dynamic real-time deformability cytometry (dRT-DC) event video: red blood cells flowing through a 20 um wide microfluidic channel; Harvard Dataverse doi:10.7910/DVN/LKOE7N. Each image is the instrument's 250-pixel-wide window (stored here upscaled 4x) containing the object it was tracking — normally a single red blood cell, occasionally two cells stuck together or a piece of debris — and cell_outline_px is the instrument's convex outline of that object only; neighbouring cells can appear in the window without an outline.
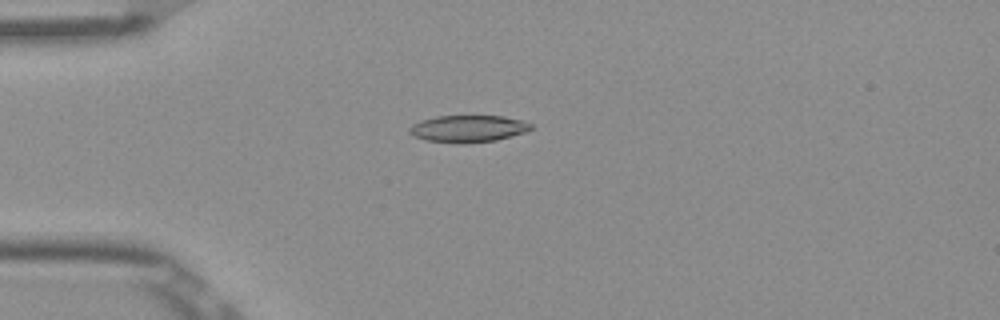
{"species": "Egyptian fruit bat (a non-hibernating species)", "species_latin": "Rousettus aegyptiacus", "temperature_condition": "room temperature", "stored_images_in_passage": 52, "camera_frame_rate_fps": 3000, "um_per_image_px": 0.085, "frame": {"image": 1, "passage_image": 14, "time_ms": 4.333, "image_size_px": [1000, 320], "cell_outline_px": [[532, 128], [528, 132], [496, 140], [424, 140], [412, 136], [408, 132], [408, 128], [412, 124], [420, 120], [436, 116], [504, 116], [520, 120], [532, 124]], "centroid_in_image_um": [39.79, 10.88], "position_along_channel_um": 45.2, "area_um2": 18.32}}
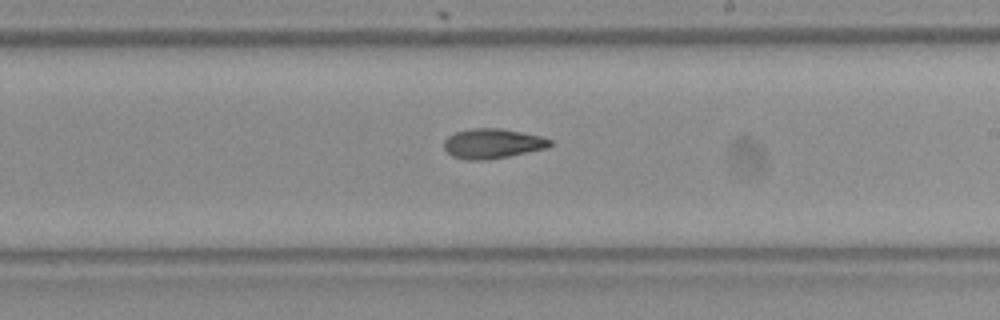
{"frame": {"image": 2, "passage_image": 31, "time_ms": 10.0, "image_size_px": [1000, 320], "cell_outline_px": [[552, 144], [548, 148], [488, 160], [464, 160], [452, 156], [444, 148], [444, 140], [448, 136], [456, 132], [472, 128], [500, 128], [540, 136], [552, 140]], "centroid_in_image_um": [41.85, 12.21], "position_along_channel_um": 247.1, "area_um2": 18.44}}
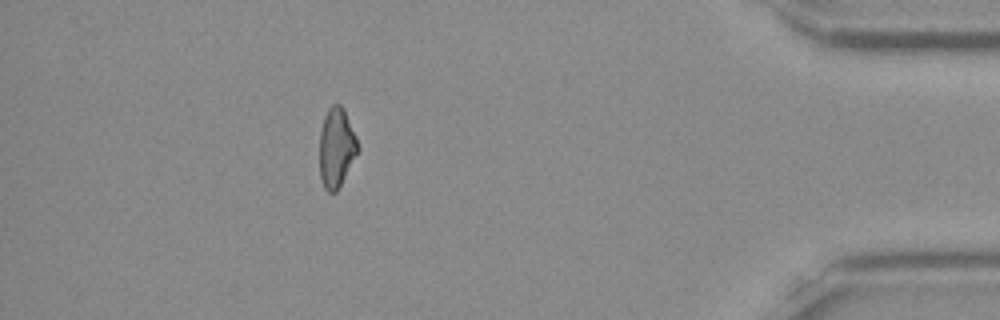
{"frame": {"image": 3, "passage_image": 47, "time_ms": 15.333, "image_size_px": [1000, 320], "cell_outline_px": [[360, 148], [336, 192], [328, 192], [324, 188], [320, 176], [320, 132], [324, 116], [328, 108], [332, 104], [340, 104], [344, 108], [356, 136]], "centroid_in_image_um": [28.6, 12.52], "position_along_channel_um": 406.6, "area_um2": 17.69}, "authors_computed_cell_mechanics": {"area_um2": 18.3804, "velocity_mm_per_s": 3.9105, "shape_relaxation_time_tau1_ms": null, "shape_relaxation_time_tau2_ms": 5.4522, "deformation_change_tau1": null, "deformation_change_tau2": 0.1331}}